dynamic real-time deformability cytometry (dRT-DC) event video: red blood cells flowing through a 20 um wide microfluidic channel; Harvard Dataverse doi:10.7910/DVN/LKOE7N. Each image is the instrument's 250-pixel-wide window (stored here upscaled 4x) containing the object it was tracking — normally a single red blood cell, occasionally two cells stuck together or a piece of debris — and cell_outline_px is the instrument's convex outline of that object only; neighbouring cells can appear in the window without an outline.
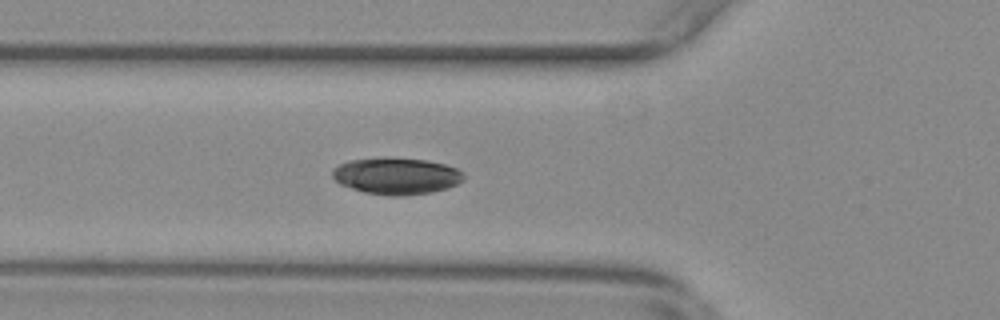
{"species": "common noctule bat (a hibernating species)", "species_latin": "Nyctalus noctula", "temperature_condition": "warm", "stored_images_in_passage": 45, "camera_frame_rate_fps": 3000, "um_per_image_px": 0.085, "animal": {"sex": "female", "body_mass_g": 29.2, "forearm_length_mm": 56.3}, "frame": {"image": 1, "passage_image": 8, "time_ms": 2.333, "image_size_px": [1000, 320], "cell_outline_px": [[464, 180], [448, 188], [432, 192], [404, 196], [388, 196], [364, 192], [340, 184], [332, 176], [332, 168], [348, 160], [424, 160], [444, 164], [456, 168], [464, 172]], "centroid_in_image_um": [33.72, 15.01], "position_along_channel_um": 92.1, "area_um2": 27.34}}
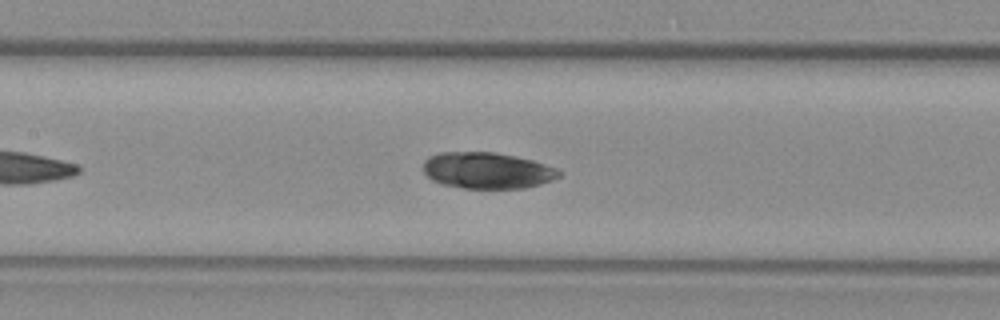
{"frame": {"image": 2, "passage_image": 14, "time_ms": 4.333, "image_size_px": [1000, 320], "cell_outline_px": [[564, 172], [560, 176], [552, 180], [540, 184], [524, 188], [464, 188], [440, 184], [432, 180], [424, 172], [424, 160], [428, 156], [440, 152], [496, 152], [516, 156], [532, 160], [556, 168]], "centroid_in_image_um": [41.41, 14.48], "position_along_channel_um": 166.0, "area_um2": 28.84}}
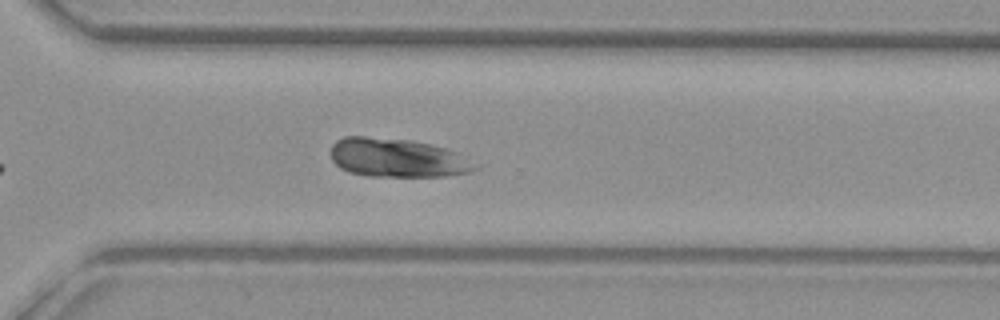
{"frame": {"image": 3, "passage_image": 28, "time_ms": 9.0, "image_size_px": [1000, 320], "cell_outline_px": [[480, 168], [472, 172], [444, 176], [368, 176], [348, 172], [340, 168], [332, 160], [332, 144], [336, 140], [344, 136], [364, 136], [412, 140], [432, 144], [456, 152]], "centroid_in_image_um": [33.74, 13.41], "position_along_channel_um": 336.9, "area_um2": 32.6}}